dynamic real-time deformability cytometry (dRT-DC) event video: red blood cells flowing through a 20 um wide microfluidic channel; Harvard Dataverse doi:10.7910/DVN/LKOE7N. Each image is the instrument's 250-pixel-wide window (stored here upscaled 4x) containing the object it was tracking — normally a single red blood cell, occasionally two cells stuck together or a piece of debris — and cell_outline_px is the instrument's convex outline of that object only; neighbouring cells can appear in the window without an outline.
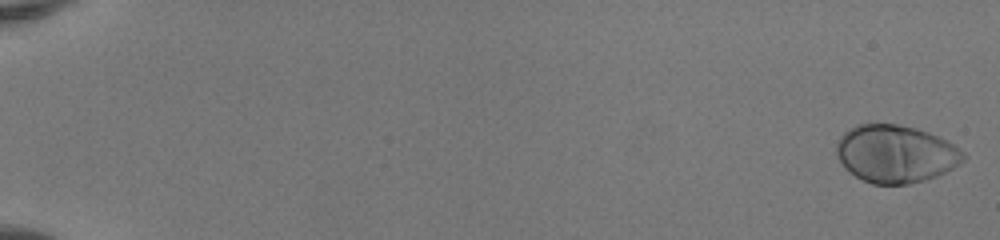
{"species": "human", "species_latin": "Homo sapiens", "temperature_condition": "room temperature", "stored_images_in_passage": 52, "camera_frame_rate_fps": 3000, "um_per_image_px": 0.085, "donor": {"sex": "female"}, "frame": {"image": 1, "passage_image": 1, "time_ms": 0.0, "image_size_px": [1000, 240], "cell_outline_px": [[968, 156], [964, 160], [952, 168], [936, 176], [924, 180], [908, 184], [872, 184], [856, 176], [844, 168], [836, 156], [836, 144], [840, 136], [844, 132], [856, 124], [868, 120], [900, 124], [916, 128], [928, 132], [952, 144], [964, 152]], "centroid_in_image_um": [76.07, 13.03], "position_along_channel_um": 8.9, "area_um2": 43.23}}
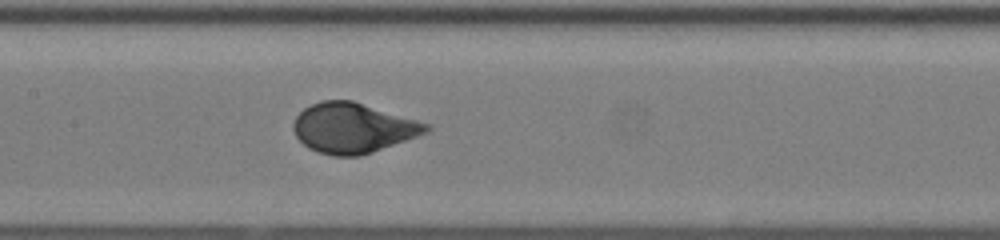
{"frame": {"image": 2, "passage_image": 28, "time_ms": 9.0, "image_size_px": [1000, 240], "cell_outline_px": [[432, 128], [428, 132], [372, 152], [360, 156], [332, 156], [316, 152], [308, 148], [296, 136], [292, 128], [292, 124], [296, 116], [304, 108], [320, 100], [352, 100], [432, 124]], "centroid_in_image_um": [30.0, 10.87], "position_along_channel_um": 177.4, "area_um2": 38.9}}
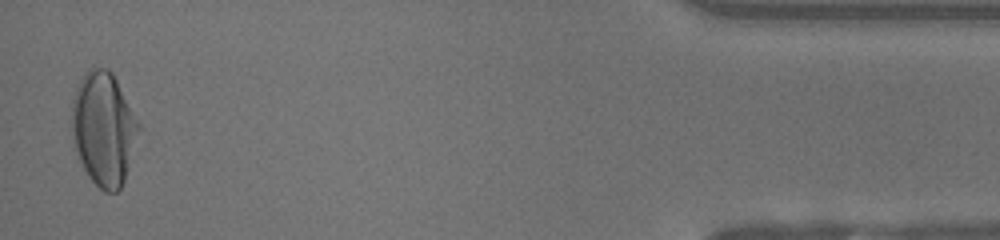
{"frame": {"image": 3, "passage_image": 51, "time_ms": 16.667, "image_size_px": [1000, 240], "cell_outline_px": [[140, 128], [124, 180], [120, 188], [116, 192], [104, 192], [88, 176], [80, 160], [72, 136], [72, 100], [76, 88], [84, 72], [88, 68], [108, 68], [112, 72], [140, 124]], "centroid_in_image_um": [8.8, 10.91], "position_along_channel_um": 426.4, "area_um2": 43.75}, "authors_computed_cell_mechanics": {"area_um2": 39.3618, "velocity_mm_per_s": 4.1302, "shape_relaxation_time_tau1_ms": 2.7763, "shape_relaxation_time_tau2_ms": null, "deformation_change_tau1": 0.1778, "deformation_change_tau2": null}}